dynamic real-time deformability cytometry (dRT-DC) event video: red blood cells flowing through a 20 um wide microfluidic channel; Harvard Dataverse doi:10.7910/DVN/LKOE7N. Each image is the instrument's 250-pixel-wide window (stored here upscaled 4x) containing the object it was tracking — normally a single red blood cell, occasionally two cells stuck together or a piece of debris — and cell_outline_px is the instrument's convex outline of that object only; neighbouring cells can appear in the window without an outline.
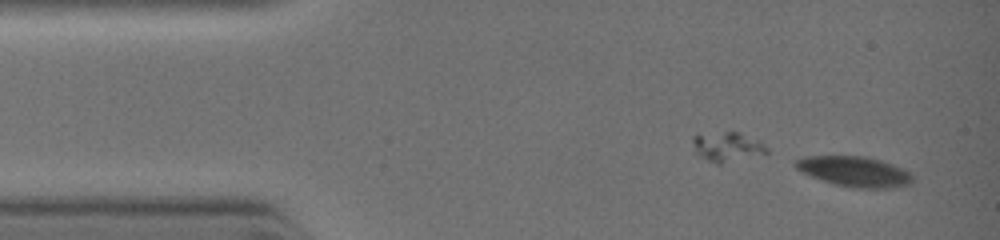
{"species": "common noctule bat (a hibernating species)", "species_latin": "Nyctalus noctula", "temperature_condition": "warm", "stored_images_in_passage": 6, "camera_frame_rate_fps": 3000, "um_per_image_px": 0.085, "animal": {"sex": "female", "body_mass_g": 19.0, "forearm_length_mm": 51.5}, "frame": {"image": 1, "passage_image": 1, "time_ms": 0.0, "image_size_px": [1000, 240], "cell_outline_px": [[912, 184], [888, 188], [856, 188], [836, 184], [812, 176], [796, 168], [796, 160], [804, 156], [864, 156], [880, 160], [904, 168], [912, 176]], "centroid_in_image_um": [72.67, 14.57], "position_along_channel_um": 12.3, "area_um2": 20.29}}
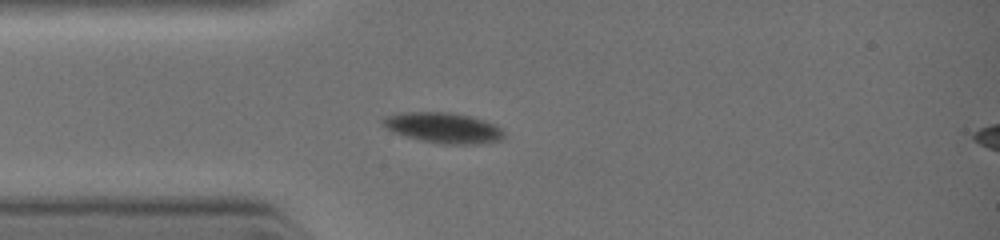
{"frame": {"image": 2, "passage_image": 5, "time_ms": 2.333, "image_size_px": [1000, 240], "cell_outline_px": [[504, 136], [500, 140], [480, 144], [440, 144], [408, 136], [396, 132], [388, 128], [384, 124], [384, 120], [388, 116], [400, 112], [452, 112], [484, 120], [500, 128], [504, 132]], "centroid_in_image_um": [37.75, 10.86], "position_along_channel_um": 47.3, "area_um2": 20.98}}